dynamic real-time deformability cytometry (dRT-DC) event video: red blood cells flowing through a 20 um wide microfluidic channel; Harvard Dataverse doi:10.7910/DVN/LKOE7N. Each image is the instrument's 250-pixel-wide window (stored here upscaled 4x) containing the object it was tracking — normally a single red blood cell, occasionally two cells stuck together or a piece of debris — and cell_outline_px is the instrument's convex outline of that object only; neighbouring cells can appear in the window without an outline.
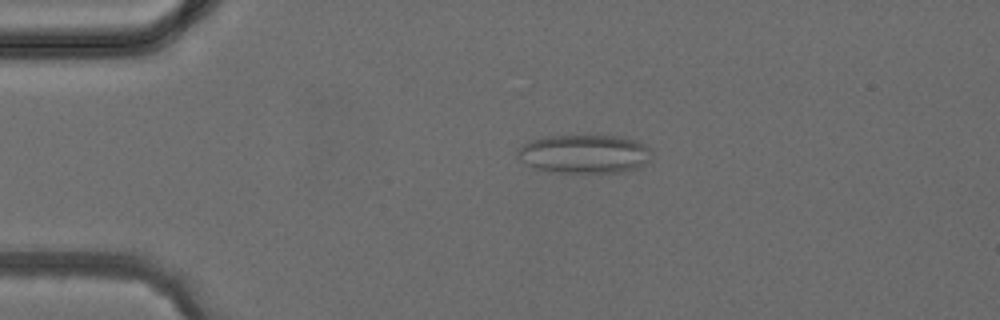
{"species": "common noctule bat (a hibernating species)", "species_latin": "Nyctalus noctula", "temperature_condition": "cold", "stored_images_in_passage": 3, "camera_frame_rate_fps": 3000, "um_per_image_px": 0.085, "animal": {"sex": "female", "body_mass_g": 24.6, "forearm_length_mm": 56.2}, "frame": {"image": 1, "passage_image": 2, "time_ms": 2.0, "image_size_px": [1000, 320], "cell_outline_px": [[652, 152], [648, 160], [644, 164], [636, 168], [624, 172], [552, 172], [536, 168], [520, 160], [516, 156], [516, 152], [528, 140], [548, 136], [624, 136], [636, 140], [644, 144]], "centroid_in_image_um": [49.67, 13.07], "position_along_channel_um": 35.3, "area_um2": 30.17}}